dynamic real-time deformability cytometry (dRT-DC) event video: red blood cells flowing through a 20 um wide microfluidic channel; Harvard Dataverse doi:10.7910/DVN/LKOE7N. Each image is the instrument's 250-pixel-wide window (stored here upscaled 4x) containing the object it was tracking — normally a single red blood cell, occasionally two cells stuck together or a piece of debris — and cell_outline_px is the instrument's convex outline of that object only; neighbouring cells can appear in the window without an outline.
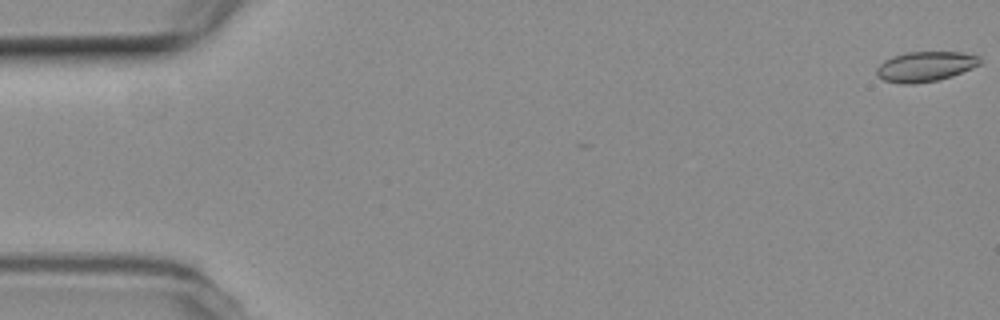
{"species": "common noctule bat (a hibernating species)", "species_latin": "Nyctalus noctula", "temperature_condition": "room temperature", "stored_images_in_passage": 6, "camera_frame_rate_fps": 3000, "um_per_image_px": 0.085, "animal": {"sex": "female", "body_mass_g": 19.3, "forearm_length_mm": 54.1}, "frame": {"image": 1, "passage_image": 1, "time_ms": 0.0, "image_size_px": [1000, 320], "cell_outline_px": [[980, 64], [952, 76], [936, 80], [912, 84], [900, 84], [884, 80], [876, 72], [876, 68], [884, 60], [892, 56], [908, 52], [960, 52], [980, 56]], "centroid_in_image_um": [78.63, 5.65], "position_along_channel_um": 6.4, "area_um2": 17.92}}